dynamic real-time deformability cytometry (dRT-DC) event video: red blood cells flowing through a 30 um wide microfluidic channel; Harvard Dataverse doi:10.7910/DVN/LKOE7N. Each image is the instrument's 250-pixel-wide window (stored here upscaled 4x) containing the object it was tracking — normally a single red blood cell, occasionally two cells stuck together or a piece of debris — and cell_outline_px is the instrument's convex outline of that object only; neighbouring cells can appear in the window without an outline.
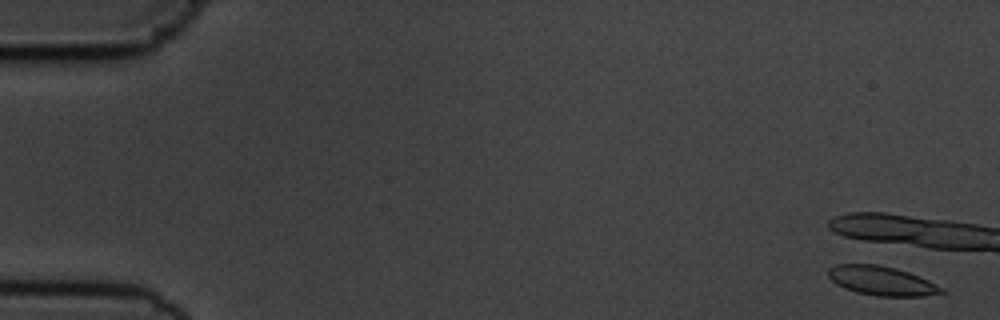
{"species": "common noctule bat (a hibernating species)", "species_latin": "Nyctalus noctula", "temperature_condition": "cold", "stored_images_in_passage": 1, "camera_frame_rate_fps": 3000, "um_per_image_px": 0.085, "animal": {"sex": "male", "body_mass_g": 19.5, "forearm_length_mm": 54.6}, "frame": {"image": 1, "passage_image": 1, "time_ms": 0.0, "image_size_px": [1000, 320], "cell_outline_px": [[948, 292], [924, 296], [880, 296], [856, 292], [844, 288], [836, 284], [828, 276], [828, 268], [836, 264], [876, 264], [896, 268], [908, 272], [928, 280], [944, 288]], "centroid_in_image_um": [74.95, 23.87], "position_along_channel_um": 10.1, "area_um2": 19.31}}